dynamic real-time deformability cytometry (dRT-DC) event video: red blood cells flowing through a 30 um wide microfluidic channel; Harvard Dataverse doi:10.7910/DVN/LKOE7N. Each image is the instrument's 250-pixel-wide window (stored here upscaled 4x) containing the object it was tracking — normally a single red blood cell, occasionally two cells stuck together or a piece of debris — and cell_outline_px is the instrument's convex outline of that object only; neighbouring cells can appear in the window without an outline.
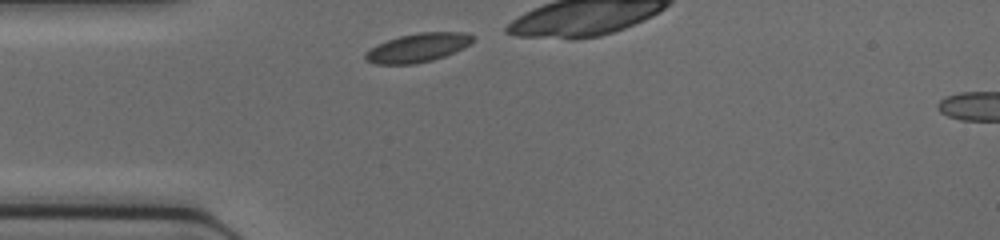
{"species": "common noctule bat (a hibernating species)", "species_latin": "Nyctalus noctula", "temperature_condition": "cold", "stored_images_in_passage": 8, "camera_frame_rate_fps": 3000, "um_per_image_px": 0.085, "animal": {"sex": "female", "body_mass_g": 17.0, "forearm_length_mm": 48.0}, "frame": {"image": 1, "passage_image": 1, "time_ms": 0.0, "image_size_px": [1000, 240], "cell_outline_px": [[476, 40], [464, 48], [444, 56], [432, 60], [416, 64], [376, 64], [364, 60], [364, 52], [388, 40], [400, 36], [420, 32], [464, 32], [476, 36]], "centroid_in_image_um": [35.56, 4.05], "position_along_channel_um": 49.4, "area_um2": 18.09}}
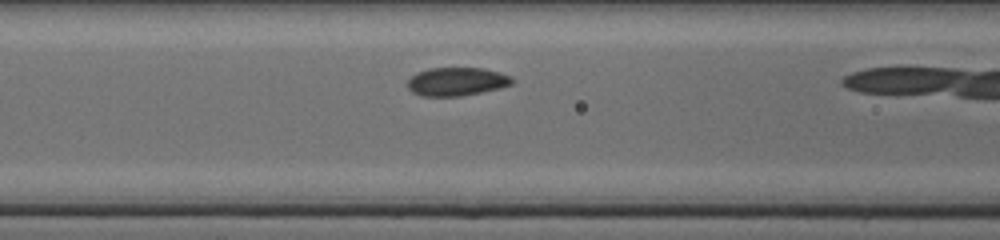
{"frame": {"image": 2, "passage_image": 7, "time_ms": 2.0, "image_size_px": [1000, 240], "cell_outline_px": [[512, 84], [500, 88], [460, 96], [420, 96], [412, 92], [408, 88], [408, 80], [416, 72], [428, 68], [484, 68], [512, 76]], "centroid_in_image_um": [38.79, 6.93], "position_along_channel_um": 127.8, "area_um2": 17.28}}